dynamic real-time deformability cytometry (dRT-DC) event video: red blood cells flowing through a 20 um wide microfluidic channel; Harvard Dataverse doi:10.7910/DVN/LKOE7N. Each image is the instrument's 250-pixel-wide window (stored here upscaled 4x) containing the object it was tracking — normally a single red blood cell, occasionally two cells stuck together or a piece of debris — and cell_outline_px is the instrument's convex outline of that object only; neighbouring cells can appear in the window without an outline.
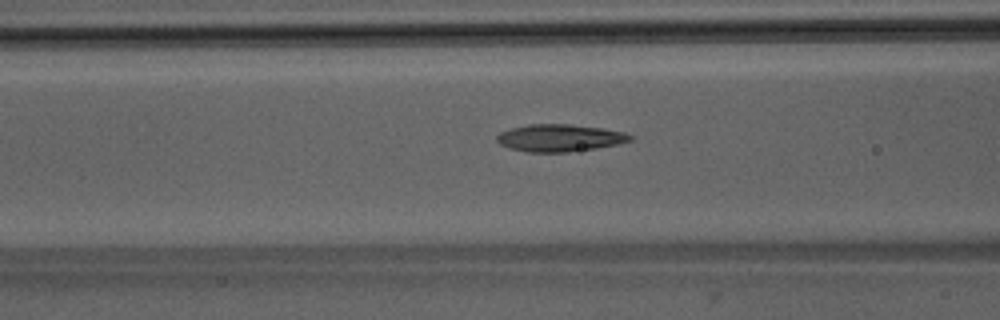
{"species": "Egyptian fruit bat (a non-hibernating species)", "species_latin": "Rousettus aegyptiacus", "temperature_condition": "room temperature", "stored_images_in_passage": 29, "camera_frame_rate_fps": 3000, "um_per_image_px": 0.085, "animal": {"sex": "male"}, "frame": {"image": 1, "passage_image": 9, "time_ms": 2.667, "image_size_px": [1000, 320], "cell_outline_px": [[632, 140], [616, 144], [596, 148], [568, 152], [528, 152], [508, 148], [500, 144], [496, 140], [496, 136], [500, 132], [512, 128], [528, 124], [568, 124], [604, 128], [624, 132], [632, 136]], "centroid_in_image_um": [47.55, 11.72], "position_along_channel_um": 119.1, "area_um2": 21.15}}
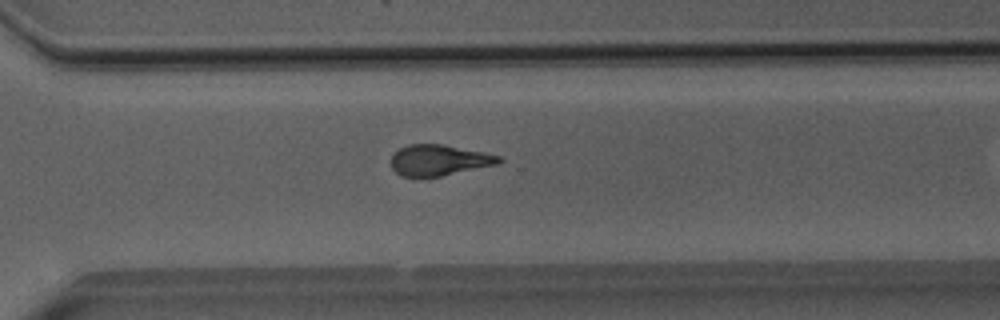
{"frame": {"image": 2, "passage_image": 25, "time_ms": 8.0, "image_size_px": [1000, 320], "cell_outline_px": [[504, 160], [500, 164], [440, 176], [400, 176], [392, 168], [392, 152], [408, 144], [444, 144], [484, 152], [500, 156]], "centroid_in_image_um": [37.34, 13.6], "position_along_channel_um": 333.3, "area_um2": 19.48}}